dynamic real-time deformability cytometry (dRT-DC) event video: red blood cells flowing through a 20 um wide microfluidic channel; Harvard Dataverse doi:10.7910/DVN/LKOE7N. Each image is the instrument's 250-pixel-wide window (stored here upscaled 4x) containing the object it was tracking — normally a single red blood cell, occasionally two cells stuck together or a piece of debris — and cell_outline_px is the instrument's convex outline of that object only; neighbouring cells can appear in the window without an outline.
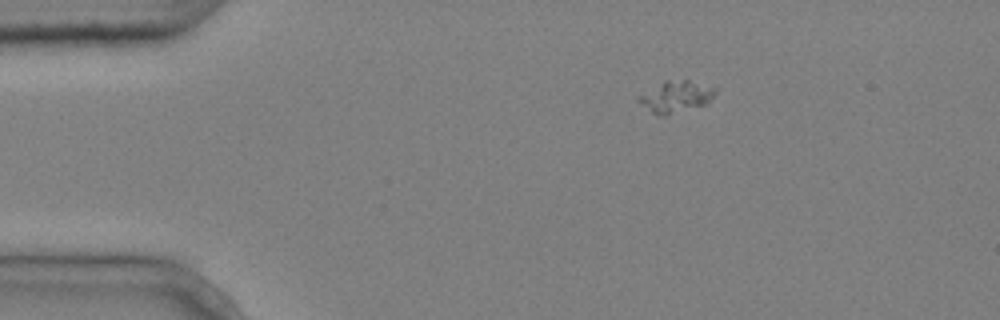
{"species": "common noctule bat (a hibernating species)", "species_latin": "Nyctalus noctula", "temperature_condition": "cold", "stored_images_in_passage": 3, "segment_of_instrument_passage": [1, 2], "camera_frame_rate_fps": 3000, "um_per_image_px": 0.085, "animal": {"sex": "male", "body_mass_g": 20.4}, "frame": {"image": 1, "passage_image": 1, "time_ms": 0.0, "image_size_px": [1000, 320], "cell_outline_px": [[716, 92], [704, 104], [668, 112], [652, 112], [636, 100], [636, 96], [664, 80], [688, 80], [716, 88]], "centroid_in_image_um": [57.39, 8.13], "position_along_channel_um": 27.6, "area_um2": 13.12}}